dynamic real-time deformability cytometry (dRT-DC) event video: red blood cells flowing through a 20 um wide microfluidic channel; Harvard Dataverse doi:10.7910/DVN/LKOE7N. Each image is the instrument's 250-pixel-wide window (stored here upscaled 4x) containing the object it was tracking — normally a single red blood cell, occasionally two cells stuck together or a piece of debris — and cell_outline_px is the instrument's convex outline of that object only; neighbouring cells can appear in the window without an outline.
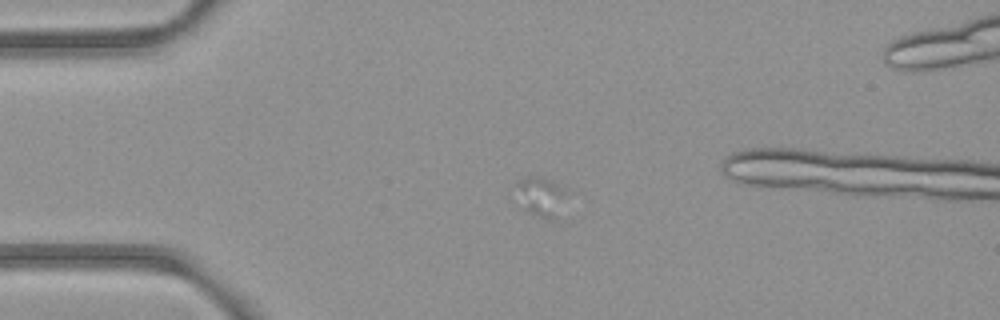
{"species": "common noctule bat (a hibernating species)", "species_latin": "Nyctalus noctula", "temperature_condition": "room temperature", "stored_images_in_passage": 6, "camera_frame_rate_fps": 3000, "um_per_image_px": 0.085, "animal": {"sex": "female", "body_mass_g": 21.9}, "frame": {"image": 1, "passage_image": 4, "time_ms": 3.667, "image_size_px": [1000, 320], "cell_outline_px": [[572, 192], [552, 220], [548, 220], [528, 212], [520, 208], [516, 184], [528, 172], [544, 176], [552, 180]], "centroid_in_image_um": [46.0, 16.63], "position_along_channel_um": 39.0, "area_um2": 12.43}}